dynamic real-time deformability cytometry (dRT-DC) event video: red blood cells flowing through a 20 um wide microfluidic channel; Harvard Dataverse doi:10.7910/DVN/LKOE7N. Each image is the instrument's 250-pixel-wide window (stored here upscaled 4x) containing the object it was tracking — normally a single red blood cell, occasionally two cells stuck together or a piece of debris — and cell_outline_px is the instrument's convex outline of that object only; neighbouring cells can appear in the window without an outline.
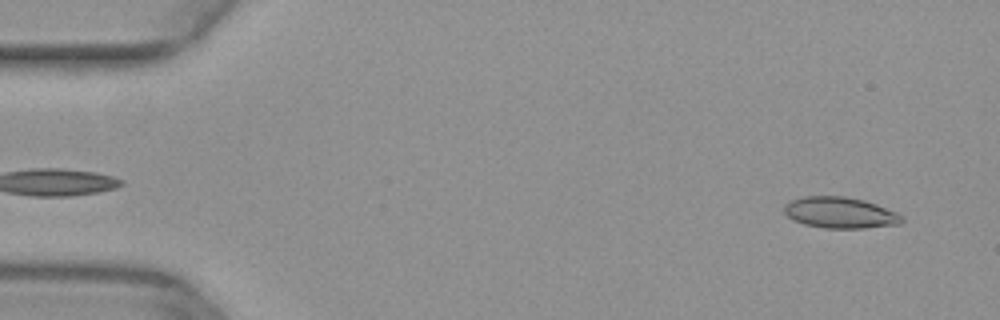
{"species": "common noctule bat (a hibernating species)", "species_latin": "Nyctalus noctula", "temperature_condition": "warm", "stored_images_in_passage": 50, "camera_frame_rate_fps": 3000, "um_per_image_px": 0.085, "animal": {"sex": "female", "body_mass_g": 29.2, "forearm_length_mm": 56.3}, "frame": {"image": 1, "passage_image": 3, "time_ms": 0.667, "image_size_px": [1000, 320], "cell_outline_px": [[904, 220], [900, 224], [864, 228], [824, 228], [804, 224], [788, 216], [784, 212], [784, 204], [792, 200], [804, 196], [844, 196], [864, 200], [876, 204], [896, 212], [904, 216]], "centroid_in_image_um": [71.43, 18.07], "position_along_channel_um": 13.6, "area_um2": 21.33}}
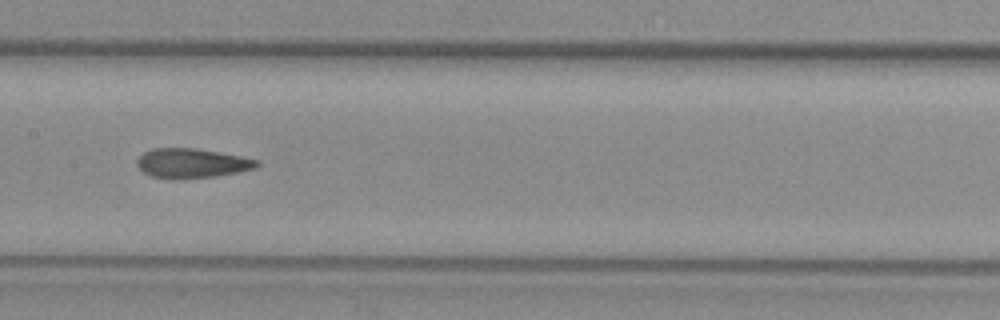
{"frame": {"image": 2, "passage_image": 25, "time_ms": 8.0, "image_size_px": [1000, 320], "cell_outline_px": [[260, 164], [256, 168], [216, 176], [180, 180], [176, 180], [152, 176], [144, 172], [136, 164], [136, 160], [144, 152], [152, 148], [196, 148], [240, 156], [260, 160]], "centroid_in_image_um": [16.3, 13.88], "position_along_channel_um": 191.1, "area_um2": 20.75}}
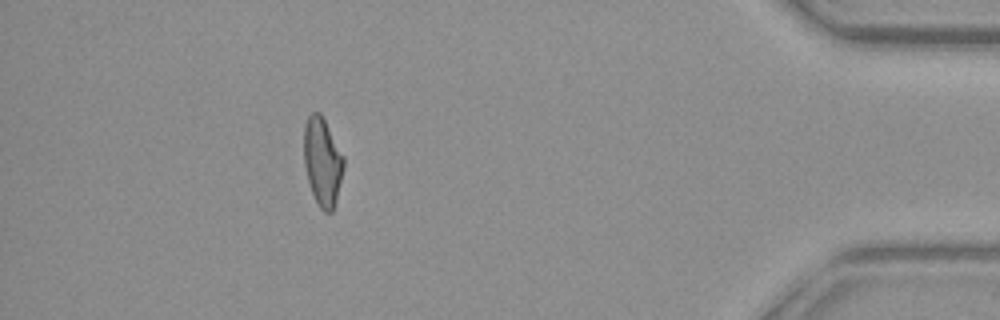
{"frame": {"image": 3, "passage_image": 45, "time_ms": 14.667, "image_size_px": [1000, 320], "cell_outline_px": [[344, 168], [336, 200], [332, 212], [324, 212], [320, 208], [312, 192], [308, 180], [304, 164], [304, 124], [308, 116], [312, 112], [320, 112], [344, 156]], "centroid_in_image_um": [27.41, 13.73], "position_along_channel_um": 407.8, "area_um2": 20.35}}